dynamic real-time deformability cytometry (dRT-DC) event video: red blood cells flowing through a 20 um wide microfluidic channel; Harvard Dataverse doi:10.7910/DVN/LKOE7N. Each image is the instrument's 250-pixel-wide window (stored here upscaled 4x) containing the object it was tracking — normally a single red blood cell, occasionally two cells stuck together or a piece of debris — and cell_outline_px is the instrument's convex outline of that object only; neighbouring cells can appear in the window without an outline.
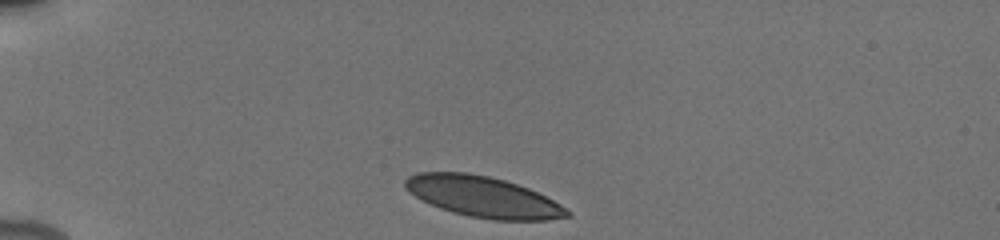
{"species": "human", "species_latin": "Homo sapiens", "temperature_condition": "cold", "stored_images_in_passage": 7, "camera_frame_rate_fps": 3000, "um_per_image_px": 0.085, "donor": {"sex": "male"}, "frame": {"image": 1, "passage_image": 1, "time_ms": 0.0, "image_size_px": [1000, 240], "cell_outline_px": [[572, 216], [548, 220], [492, 220], [468, 216], [452, 212], [440, 208], [408, 192], [404, 188], [404, 180], [408, 176], [416, 172], [468, 172], [488, 176], [504, 180], [528, 188], [568, 208], [572, 212]], "centroid_in_image_um": [41.06, 16.73], "position_along_channel_um": 43.9, "area_um2": 38.55}}